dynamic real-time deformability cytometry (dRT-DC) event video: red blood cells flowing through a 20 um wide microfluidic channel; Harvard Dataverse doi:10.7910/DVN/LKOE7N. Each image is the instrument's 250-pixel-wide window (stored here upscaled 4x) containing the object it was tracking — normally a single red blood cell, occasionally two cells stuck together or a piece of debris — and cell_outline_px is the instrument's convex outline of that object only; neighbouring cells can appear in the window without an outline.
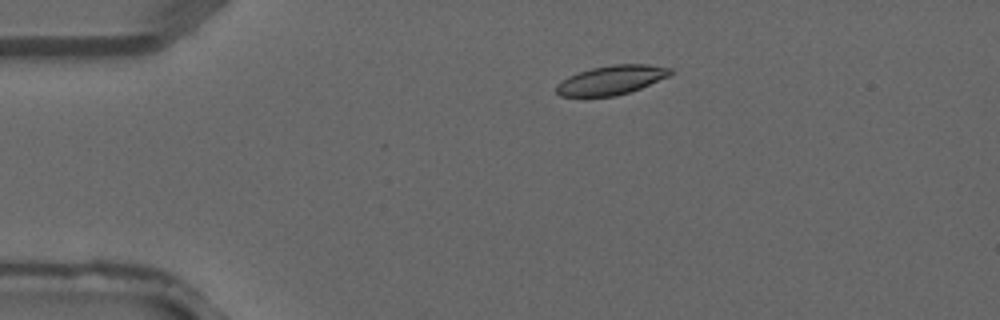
{"species": "common noctule bat (a hibernating species)", "species_latin": "Nyctalus noctula", "temperature_condition": "warm", "stored_images_in_passage": 1, "camera_frame_rate_fps": 3000, "um_per_image_px": 0.085, "animal": {"sex": "male", "forearm_length_mm": 52.5}, "frame": {"image": 1, "passage_image": 1, "time_ms": 0.0, "image_size_px": [1000, 320], "cell_outline_px": [[672, 72], [668, 76], [640, 88], [616, 96], [560, 96], [556, 92], [556, 84], [568, 76], [592, 68], [612, 64], [648, 64], [672, 68]], "centroid_in_image_um": [51.95, 6.79], "position_along_channel_um": 33.0, "area_um2": 19.19}}